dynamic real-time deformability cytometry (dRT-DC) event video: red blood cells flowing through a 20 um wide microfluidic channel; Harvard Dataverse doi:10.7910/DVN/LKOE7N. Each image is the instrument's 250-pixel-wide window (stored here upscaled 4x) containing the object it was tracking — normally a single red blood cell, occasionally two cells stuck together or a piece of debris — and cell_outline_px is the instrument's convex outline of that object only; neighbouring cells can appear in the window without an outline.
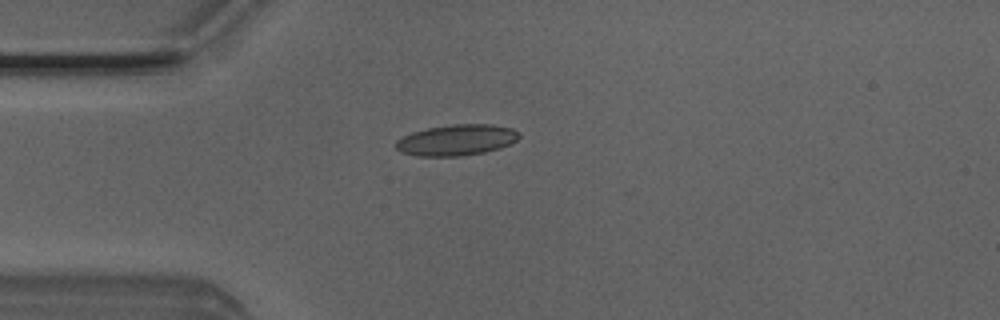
{"species": "Egyptian fruit bat (a non-hibernating species)", "species_latin": "Rousettus aegyptiacus", "temperature_condition": "room temperature", "stored_images_in_passage": 4, "camera_frame_rate_fps": 3000, "um_per_image_px": 0.085, "animal": {"sex": "male"}, "frame": {"image": 1, "passage_image": 4, "time_ms": 1.0, "image_size_px": [1000, 320], "cell_outline_px": [[520, 136], [516, 140], [500, 148], [484, 152], [460, 156], [416, 156], [400, 152], [396, 148], [396, 140], [412, 132], [428, 128], [452, 124], [492, 124], [512, 128], [520, 132]], "centroid_in_image_um": [38.8, 11.9], "position_along_channel_um": 46.2, "area_um2": 22.25}}